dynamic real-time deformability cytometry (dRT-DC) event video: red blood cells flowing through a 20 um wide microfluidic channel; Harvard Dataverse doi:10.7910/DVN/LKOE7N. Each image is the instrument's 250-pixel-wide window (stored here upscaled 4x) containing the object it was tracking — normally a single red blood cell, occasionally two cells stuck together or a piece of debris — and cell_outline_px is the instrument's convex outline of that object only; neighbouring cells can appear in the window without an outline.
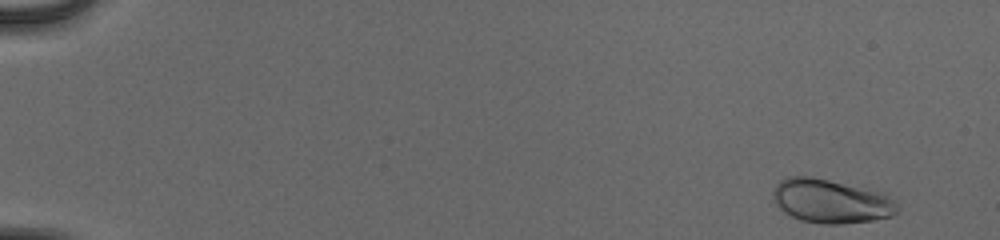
{"species": "human", "species_latin": "Homo sapiens", "temperature_condition": "cold", "stored_images_in_passage": 52, "camera_frame_rate_fps": 3000, "um_per_image_px": 0.085, "donor": {"sex": "male"}, "frame": {"image": 1, "passage_image": 2, "time_ms": 0.333, "image_size_px": [1000, 240], "cell_outline_px": [[896, 212], [892, 216], [872, 220], [844, 224], [824, 224], [800, 220], [784, 212], [776, 204], [772, 196], [772, 192], [776, 184], [780, 180], [788, 176], [812, 176], [884, 192], [896, 204]], "centroid_in_image_um": [70.6, 17.09], "position_along_channel_um": 14.4, "area_um2": 31.85}}
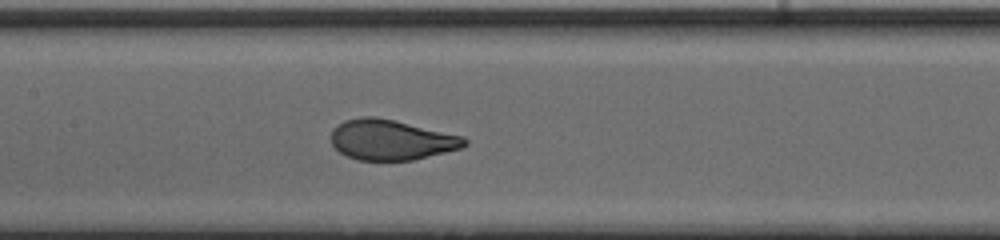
{"frame": {"image": 2, "passage_image": 27, "time_ms": 8.667, "image_size_px": [1000, 240], "cell_outline_px": [[468, 144], [460, 148], [412, 160], [356, 160], [340, 152], [332, 144], [332, 132], [344, 120], [364, 116], [372, 116], [392, 120], [464, 136], [468, 140]], "centroid_in_image_um": [33.26, 11.89], "position_along_channel_um": 174.1, "area_um2": 30.87}}
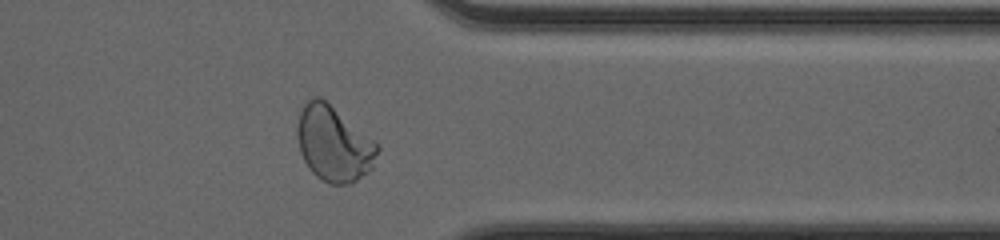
{"frame": {"image": 3, "passage_image": 43, "time_ms": 14.0, "image_size_px": [1000, 240], "cell_outline_px": [[380, 148], [372, 168], [368, 172], [352, 184], [328, 184], [320, 180], [308, 168], [300, 152], [296, 136], [296, 128], [300, 112], [304, 104], [312, 96], [320, 96], [380, 144]], "centroid_in_image_um": [28.37, 12.23], "position_along_channel_um": 383.0, "area_um2": 35.6}, "authors_computed_cell_mechanics": {"area_um2": 31.6744, "velocity_mm_per_s": 3.9811, "shape_relaxation_time_tau1_ms": 3.1417, "shape_relaxation_time_tau2_ms": null, "deformation_change_tau1": 0.1506, "deformation_change_tau2": null}}